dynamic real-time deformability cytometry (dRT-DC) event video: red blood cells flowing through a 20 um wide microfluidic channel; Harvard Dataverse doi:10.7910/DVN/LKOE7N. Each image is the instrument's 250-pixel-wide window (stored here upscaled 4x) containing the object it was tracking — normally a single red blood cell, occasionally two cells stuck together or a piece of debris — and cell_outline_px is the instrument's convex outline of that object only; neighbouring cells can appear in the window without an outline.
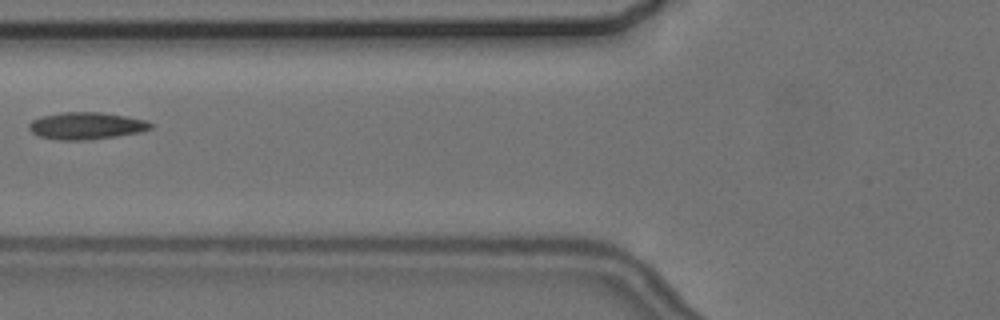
{"species": "common noctule bat (a hibernating species)", "species_latin": "Nyctalus noctula", "temperature_condition": "cold", "stored_images_in_passage": 6, "camera_frame_rate_fps": 3000, "um_per_image_px": 0.085, "animal": {"sex": "female", "body_mass_g": 24.6, "forearm_length_mm": 56.2}, "frame": {"image": 1, "passage_image": 5, "time_ms": 6.333, "image_size_px": [1000, 320], "cell_outline_px": [[152, 128], [140, 132], [116, 136], [88, 140], [56, 140], [40, 136], [32, 132], [28, 128], [28, 124], [32, 120], [44, 116], [64, 112], [100, 112], [124, 116], [144, 120], [152, 124]], "centroid_in_image_um": [7.31, 10.7], "position_along_channel_um": 118.5, "area_um2": 19.02}}
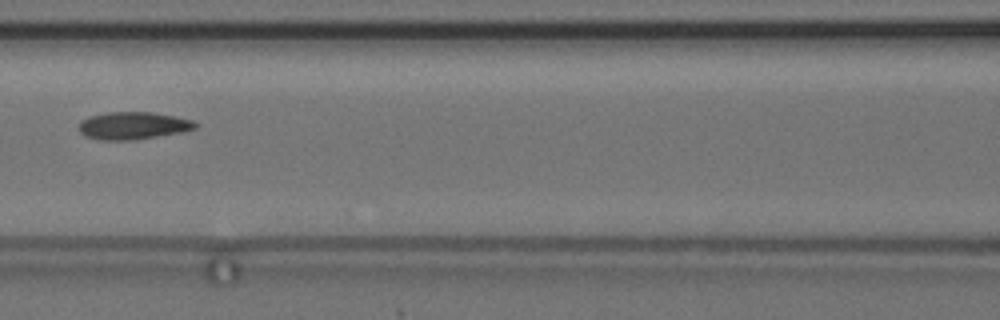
{"frame": {"image": 2, "passage_image": 6, "time_ms": 7.333, "image_size_px": [1000, 320], "cell_outline_px": [[200, 124], [196, 128], [180, 132], [132, 140], [96, 140], [84, 136], [80, 132], [80, 120], [88, 116], [108, 112], [152, 112], [176, 116], [192, 120]], "centroid_in_image_um": [11.29, 10.67], "position_along_channel_um": 155.3, "area_um2": 18.73}}